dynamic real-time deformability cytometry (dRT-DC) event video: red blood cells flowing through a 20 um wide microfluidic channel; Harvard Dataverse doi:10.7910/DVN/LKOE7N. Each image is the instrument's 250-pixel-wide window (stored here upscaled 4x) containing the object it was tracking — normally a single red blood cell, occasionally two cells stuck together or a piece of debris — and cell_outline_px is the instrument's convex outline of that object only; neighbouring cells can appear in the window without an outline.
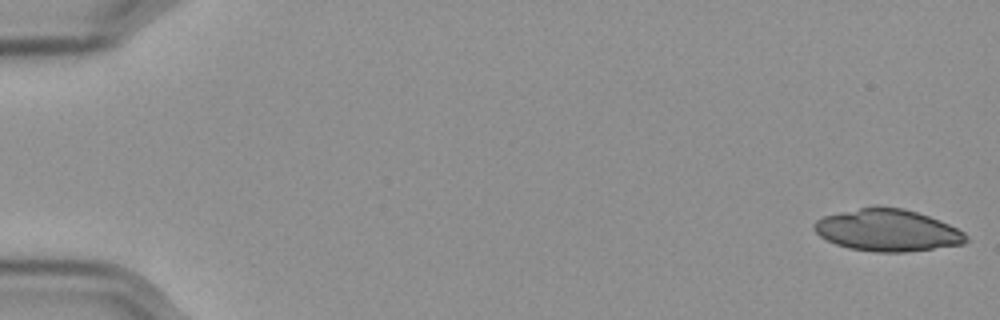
{"species": "Egyptian fruit bat (a non-hibernating species)", "species_latin": "Rousettus aegyptiacus", "temperature_condition": "cold", "stored_images_in_passage": 56, "camera_frame_rate_fps": 3000, "um_per_image_px": 0.085, "frame": {"image": 1, "passage_image": 1, "time_ms": 0.0, "image_size_px": [1000, 320], "cell_outline_px": [[968, 240], [964, 244], [904, 252], [876, 252], [848, 248], [836, 244], [820, 236], [812, 228], [812, 224], [816, 220], [824, 216], [860, 208], [904, 208], [940, 220], [964, 232], [968, 236]], "centroid_in_image_um": [75.44, 19.59], "position_along_channel_um": 9.6, "area_um2": 36.65}}